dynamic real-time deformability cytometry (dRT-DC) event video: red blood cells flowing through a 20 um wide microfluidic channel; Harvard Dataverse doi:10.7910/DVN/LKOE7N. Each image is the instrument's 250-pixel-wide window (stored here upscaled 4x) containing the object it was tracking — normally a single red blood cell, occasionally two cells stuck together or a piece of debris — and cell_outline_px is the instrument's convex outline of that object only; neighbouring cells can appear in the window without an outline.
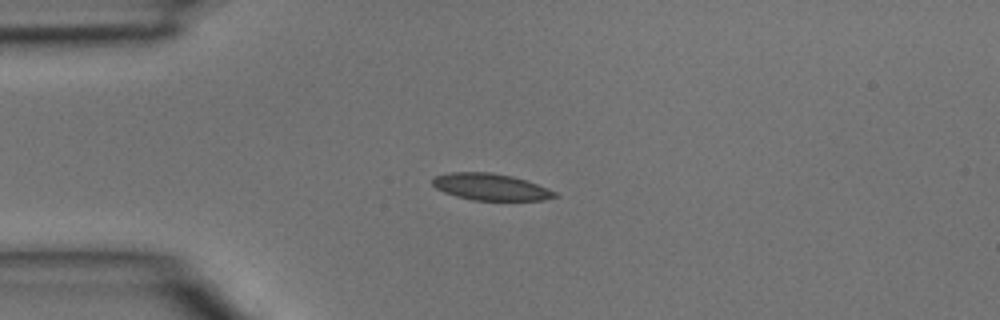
{"species": "common noctule bat (a hibernating species)", "species_latin": "Nyctalus noctula", "temperature_condition": "room temperature", "stored_images_in_passage": 2, "camera_frame_rate_fps": 3000, "um_per_image_px": 0.085, "animal": {"sex": "male", "body_mass_g": 15.6}, "frame": {"image": 1, "passage_image": 1, "time_ms": 0.0, "image_size_px": [1000, 320], "cell_outline_px": [[560, 196], [544, 200], [472, 200], [456, 196], [444, 192], [436, 188], [432, 184], [432, 176], [452, 172], [488, 172], [512, 176], [548, 188], [556, 192]], "centroid_in_image_um": [41.69, 15.89], "position_along_channel_um": 43.3, "area_um2": 19.02}}